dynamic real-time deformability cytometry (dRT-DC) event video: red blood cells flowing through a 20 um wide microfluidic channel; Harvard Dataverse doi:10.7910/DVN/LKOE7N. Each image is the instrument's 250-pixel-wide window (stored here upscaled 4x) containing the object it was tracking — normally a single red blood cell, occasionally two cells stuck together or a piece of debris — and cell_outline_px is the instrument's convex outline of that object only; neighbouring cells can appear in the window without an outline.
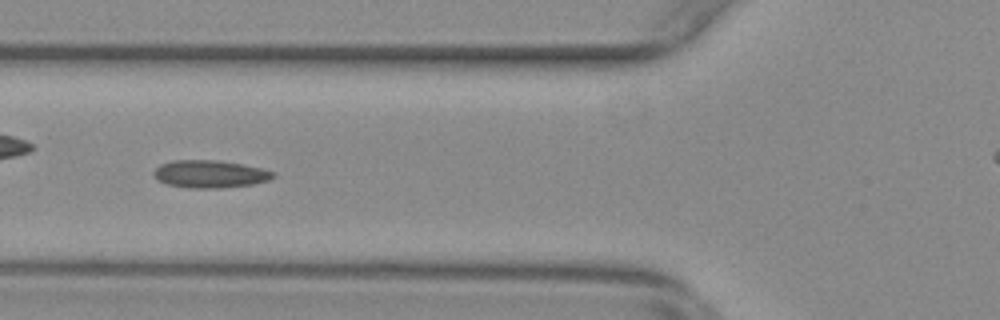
{"species": "common noctule bat (a hibernating species)", "species_latin": "Nyctalus noctula", "temperature_condition": "warm", "stored_images_in_passage": 42, "camera_frame_rate_fps": 3000, "um_per_image_px": 0.085, "animal": {"sex": "female", "body_mass_g": 29.2, "forearm_length_mm": 56.3}, "frame": {"image": 1, "passage_image": 7, "time_ms": 2.0, "image_size_px": [1000, 320], "cell_outline_px": [[276, 176], [268, 180], [252, 184], [220, 188], [188, 188], [168, 184], [156, 180], [152, 172], [160, 164], [172, 160], [216, 160], [240, 164], [260, 168], [276, 172]], "centroid_in_image_um": [17.81, 14.79], "position_along_channel_um": 108.0, "area_um2": 19.19}}
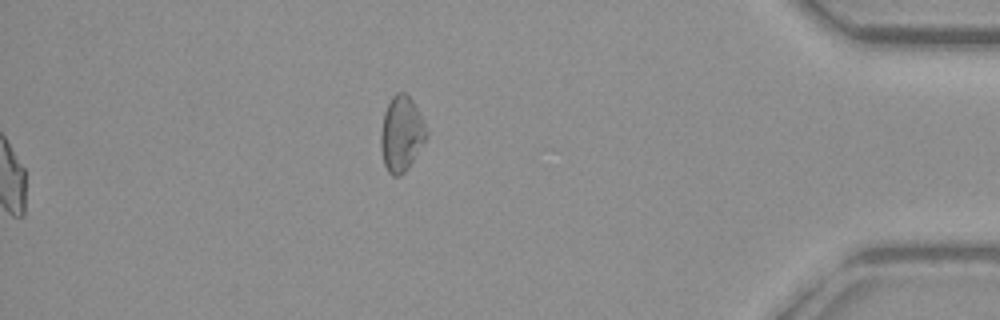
{"frame": {"image": 2, "passage_image": 42, "time_ms": 13.667, "image_size_px": [1000, 320], "cell_outline_px": [[428, 136], [408, 168], [400, 176], [392, 176], [388, 172], [384, 164], [380, 148], [380, 132], [384, 112], [392, 96], [396, 92], [404, 92], [412, 100], [428, 132]], "centroid_in_image_um": [34.09, 11.39], "position_along_channel_um": 401.1, "area_um2": 19.94}, "authors_computed_cell_mechanics": {"area_um2": 17.9469, "velocity_mm_per_s": 3.7866, "shape_relaxation_time_tau1_ms": null, "shape_relaxation_time_tau2_ms": 2.3628, "deformation_change_tau1": null, "deformation_change_tau2": 0.0946}}